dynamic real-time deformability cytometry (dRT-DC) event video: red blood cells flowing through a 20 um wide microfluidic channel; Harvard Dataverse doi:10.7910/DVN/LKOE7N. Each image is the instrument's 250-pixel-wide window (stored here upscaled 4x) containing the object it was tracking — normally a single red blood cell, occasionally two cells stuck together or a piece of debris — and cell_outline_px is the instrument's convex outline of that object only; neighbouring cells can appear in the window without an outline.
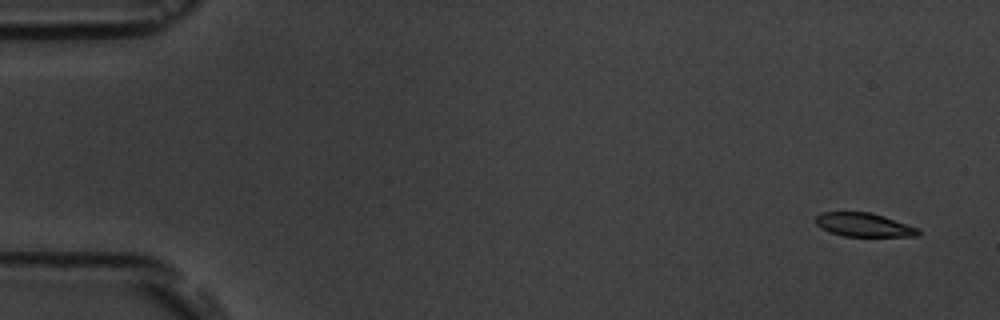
{"species": "common noctule bat (a hibernating species)", "species_latin": "Nyctalus noctula", "temperature_condition": "room temperature", "stored_images_in_passage": 4, "camera_frame_rate_fps": 3000, "um_per_image_px": 0.085, "animal": {"sex": "male", "body_mass_g": 19.5, "forearm_length_mm": 54.6}, "frame": {"image": 1, "passage_image": 1, "time_ms": 0.0, "image_size_px": [1000, 320], "cell_outline_px": [[920, 232], [916, 236], [844, 236], [820, 228], [816, 224], [816, 216], [820, 212], [868, 212], [884, 216], [920, 228]], "centroid_in_image_um": [73.43, 19.1], "position_along_channel_um": 11.6, "area_um2": 14.1}}
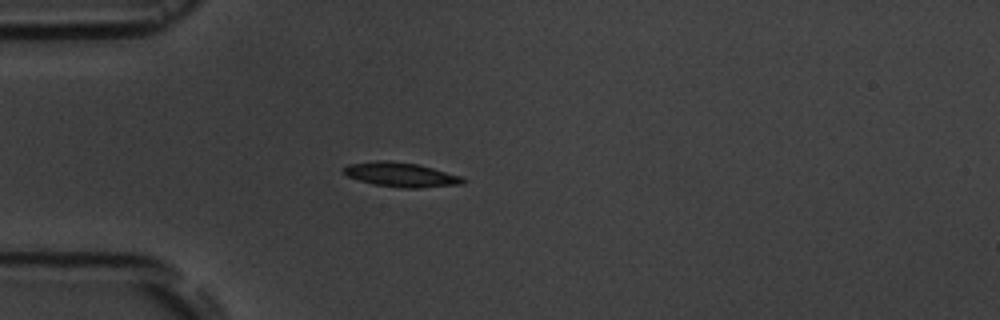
{"frame": {"image": 2, "passage_image": 4, "time_ms": 4.333, "image_size_px": [1000, 320], "cell_outline_px": [[464, 184], [420, 188], [404, 188], [372, 184], [348, 176], [340, 172], [348, 164], [376, 160], [388, 160], [416, 164], [432, 168], [460, 176], [464, 180]], "centroid_in_image_um": [34.03, 14.84], "position_along_channel_um": 51.0, "area_um2": 16.88}}